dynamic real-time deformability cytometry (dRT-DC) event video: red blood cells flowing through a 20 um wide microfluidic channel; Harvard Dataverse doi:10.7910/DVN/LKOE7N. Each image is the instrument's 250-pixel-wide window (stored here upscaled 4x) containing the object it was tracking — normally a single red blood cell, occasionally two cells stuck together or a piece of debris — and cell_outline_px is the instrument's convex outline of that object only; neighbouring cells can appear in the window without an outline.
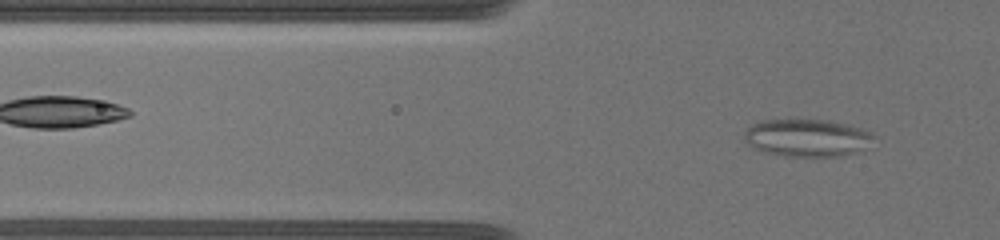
{"species": "common noctule bat (a hibernating species)", "species_latin": "Nyctalus noctula", "temperature_condition": "warm", "stored_images_in_passage": 95, "camera_frame_rate_fps": 3000, "um_per_image_px": 0.085, "animal": {"sex": "female", "body_mass_g": 19.5, "forearm_length_mm": 54.1}, "frame": {"image": 1, "passage_image": 28, "time_ms": 4.667, "image_size_px": [1000, 240], "cell_outline_px": [[876, 136], [868, 148], [864, 152], [840, 156], [784, 156], [764, 152], [748, 144], [744, 140], [744, 132], [752, 124], [764, 120], [824, 120], [860, 128]], "centroid_in_image_um": [68.64, 11.74], "position_along_channel_um": 57.2, "area_um2": 28.32}}
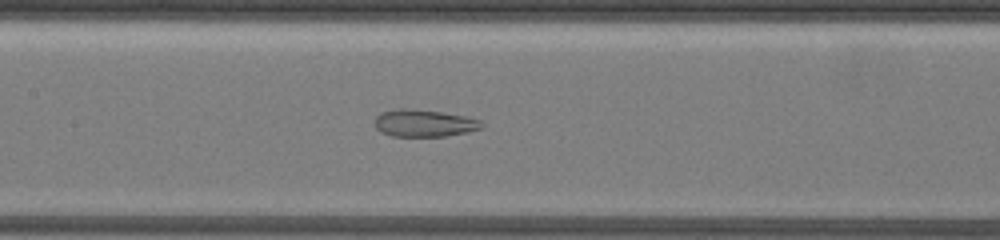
{"frame": {"image": 2, "passage_image": 57, "time_ms": 8.333, "image_size_px": [1000, 240], "cell_outline_px": [[484, 124], [480, 128], [468, 132], [444, 136], [392, 136], [380, 132], [376, 128], [376, 116], [380, 112], [400, 108], [404, 108], [440, 112], [464, 116], [480, 120]], "centroid_in_image_um": [36.02, 10.47], "position_along_channel_um": 171.4, "area_um2": 16.76}}
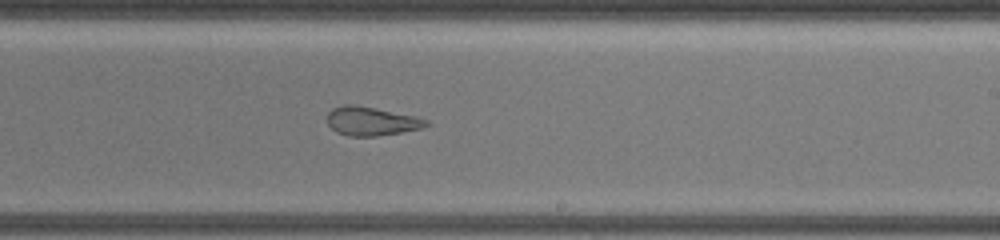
{"frame": {"image": 3, "passage_image": 76, "time_ms": 10.667, "image_size_px": [1000, 240], "cell_outline_px": [[428, 124], [424, 128], [376, 136], [348, 136], [336, 132], [328, 124], [328, 112], [332, 108], [344, 104], [352, 104], [416, 116], [428, 120]], "centroid_in_image_um": [31.55, 10.3], "position_along_channel_um": 257.4, "area_um2": 16.47}}